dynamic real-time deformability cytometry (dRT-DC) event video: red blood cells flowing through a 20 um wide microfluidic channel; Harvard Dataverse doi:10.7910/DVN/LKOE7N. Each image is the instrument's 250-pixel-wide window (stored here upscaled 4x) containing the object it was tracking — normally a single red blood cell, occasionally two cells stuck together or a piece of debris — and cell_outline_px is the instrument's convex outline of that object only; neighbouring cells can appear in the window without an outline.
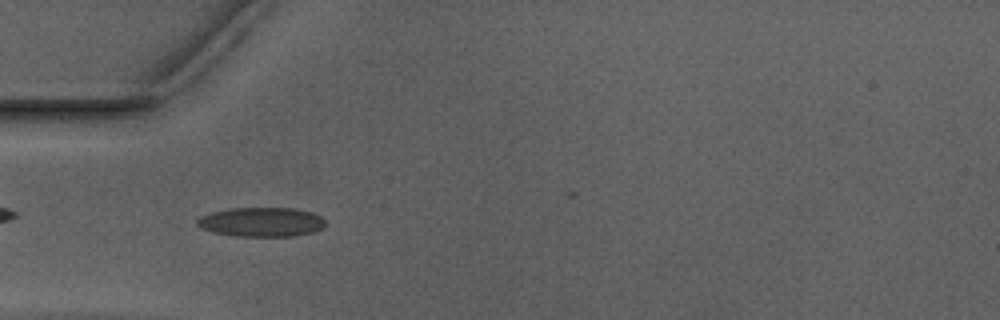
{"species": "Egyptian fruit bat (a non-hibernating species)", "species_latin": "Rousettus aegyptiacus", "temperature_condition": "warm", "stored_images_in_passage": 23, "camera_frame_rate_fps": 3000, "um_per_image_px": 0.085, "animal": {"sex": "male"}, "frame": {"image": 1, "passage_image": 16, "time_ms": 5.0, "image_size_px": [1000, 320], "cell_outline_px": [[324, 228], [312, 232], [292, 236], [232, 236], [212, 232], [200, 228], [196, 224], [196, 220], [200, 216], [212, 212], [228, 208], [296, 208], [312, 212], [320, 216], [324, 220]], "centroid_in_image_um": [22.19, 18.87], "position_along_channel_um": 62.8, "area_um2": 22.08}}
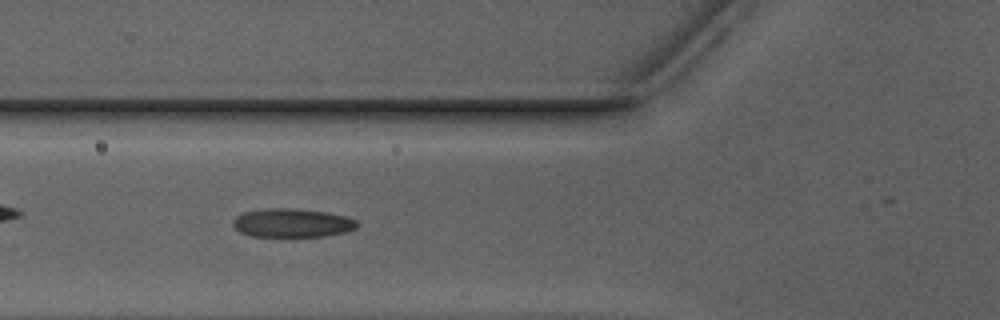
{"frame": {"image": 2, "passage_image": 19, "time_ms": 6.0, "image_size_px": [1000, 320], "cell_outline_px": [[356, 228], [344, 232], [324, 236], [252, 236], [240, 232], [232, 224], [232, 220], [236, 216], [244, 212], [268, 208], [292, 208], [328, 212], [348, 216], [356, 220]], "centroid_in_image_um": [24.83, 18.94], "position_along_channel_um": 101.0, "area_um2": 20.69}}
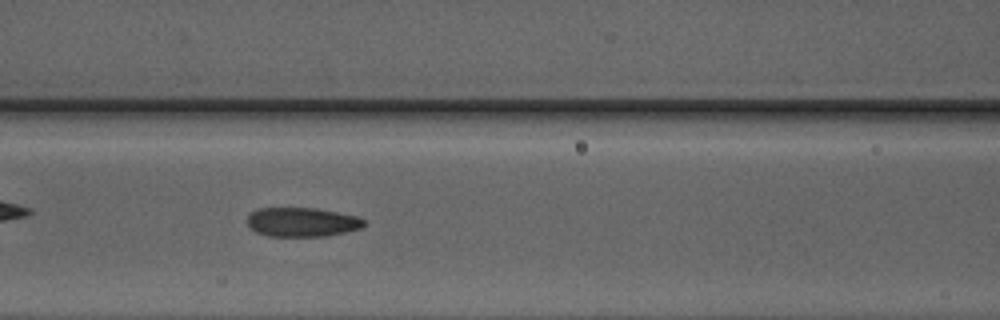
{"frame": {"image": 3, "passage_image": 22, "time_ms": 7.0, "image_size_px": [1000, 320], "cell_outline_px": [[364, 224], [360, 228], [344, 232], [324, 236], [268, 236], [256, 232], [248, 224], [248, 216], [256, 208], [316, 208], [356, 216], [364, 220]], "centroid_in_image_um": [25.64, 18.87], "position_along_channel_um": 141.0, "area_um2": 19.59}}